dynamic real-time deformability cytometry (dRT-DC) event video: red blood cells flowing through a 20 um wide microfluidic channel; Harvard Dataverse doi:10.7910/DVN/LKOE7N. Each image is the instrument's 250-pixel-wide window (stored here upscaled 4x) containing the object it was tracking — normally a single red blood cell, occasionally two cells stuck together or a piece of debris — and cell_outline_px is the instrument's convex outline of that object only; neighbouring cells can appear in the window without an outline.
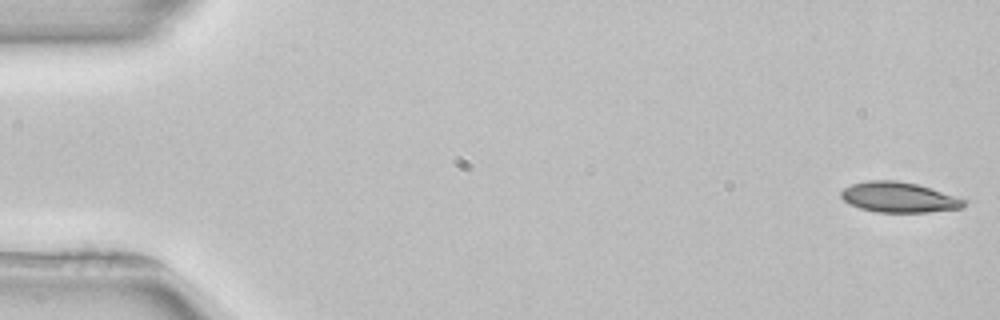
{"species": "common noctule bat (a hibernating species)", "species_latin": "Nyctalus noctula", "temperature_condition": "room temperature", "stored_images_in_passage": 52, "camera_frame_rate_fps": 3000, "um_per_image_px": 0.085, "animal": {"sex": "female", "body_mass_g": 22.7, "forearm_length_mm": 54.2}, "frame": {"image": 1, "passage_image": 1, "time_ms": 0.0, "image_size_px": [1000, 320], "cell_outline_px": [[968, 200], [960, 208], [928, 212], [876, 212], [860, 208], [848, 204], [840, 196], [840, 192], [844, 188], [852, 184], [868, 180], [896, 180], [916, 184]], "centroid_in_image_um": [76.36, 16.77], "position_along_channel_um": 8.6, "area_um2": 21.56}}
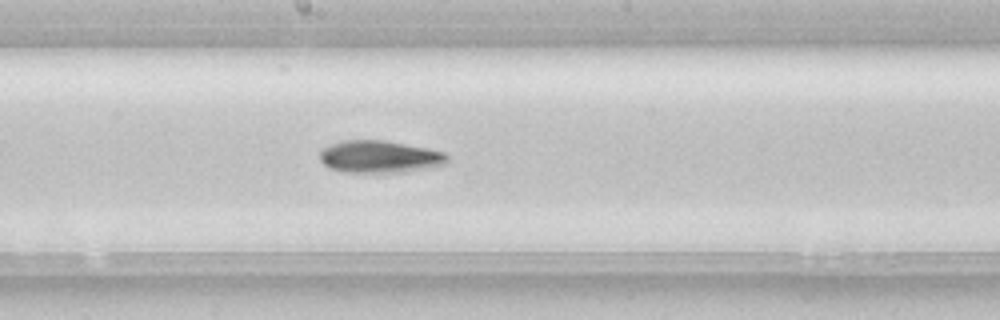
{"frame": {"image": 2, "passage_image": 28, "time_ms": 9.0, "image_size_px": [1000, 320], "cell_outline_px": [[448, 160], [444, 164], [408, 172], [340, 172], [324, 164], [320, 160], [320, 152], [324, 148], [332, 144], [344, 140], [384, 140], [428, 148], [444, 152], [448, 156]], "centroid_in_image_um": [32.28, 13.32], "position_along_channel_um": 215.9, "area_um2": 23.87}}
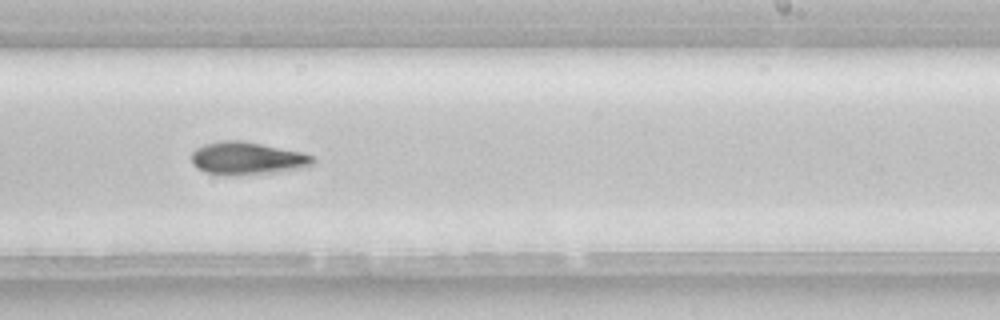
{"frame": {"image": 3, "passage_image": 32, "time_ms": 10.333, "image_size_px": [1000, 320], "cell_outline_px": [[316, 164], [304, 168], [272, 172], [204, 172], [196, 168], [192, 164], [192, 152], [196, 148], [204, 144], [220, 140], [240, 140], [300, 152], [312, 156], [316, 160]], "centroid_in_image_um": [21.03, 13.41], "position_along_channel_um": 268.0, "area_um2": 22.2}, "authors_computed_cell_mechanics": {"area_um2": 22.1085, "velocity_mm_per_s": 3.927, "shape_relaxation_time_tau1_ms": 5.0665, "shape_relaxation_time_tau2_ms": null, "deformation_change_tau1": 0.1382, "deformation_change_tau2": null}}